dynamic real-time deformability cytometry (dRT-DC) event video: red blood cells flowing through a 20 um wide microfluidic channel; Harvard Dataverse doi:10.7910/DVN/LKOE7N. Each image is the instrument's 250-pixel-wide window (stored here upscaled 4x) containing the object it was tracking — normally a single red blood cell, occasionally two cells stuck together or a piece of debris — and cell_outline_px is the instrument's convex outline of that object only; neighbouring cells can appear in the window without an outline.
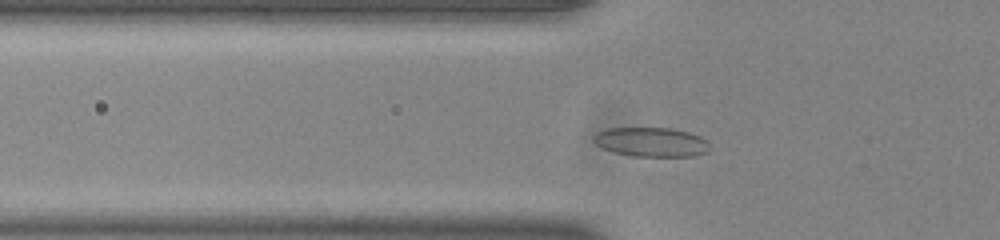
{"species": "common noctule bat (a hibernating species)", "species_latin": "Nyctalus noctula", "temperature_condition": "room temperature", "stored_images_in_passage": 44, "camera_frame_rate_fps": 3000, "um_per_image_px": 0.085, "animal": {"sex": "male", "body_mass_g": 20.0, "forearm_length_mm": 53.3}, "frame": {"image": 1, "passage_image": 9, "time_ms": 2.667, "image_size_px": [1000, 240], "cell_outline_px": [[712, 148], [708, 152], [696, 156], [632, 156], [612, 152], [596, 144], [592, 140], [592, 136], [596, 132], [608, 128], [672, 128], [688, 132], [700, 136], [708, 140]], "centroid_in_image_um": [55.39, 12.07], "position_along_channel_um": 70.4, "area_um2": 20.17}}
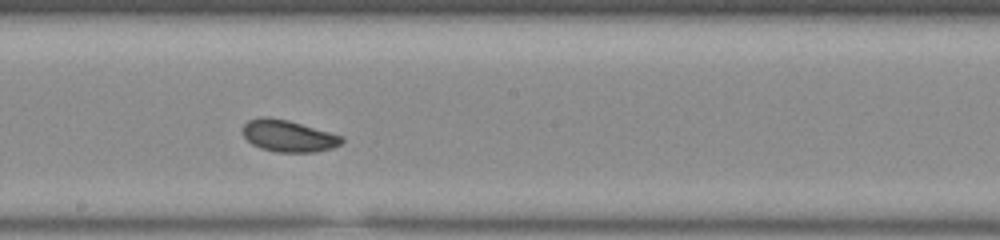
{"frame": {"image": 2, "passage_image": 21, "time_ms": 6.667, "image_size_px": [1000, 240], "cell_outline_px": [[344, 140], [340, 144], [332, 148], [316, 152], [276, 152], [260, 148], [252, 144], [240, 132], [244, 124], [248, 120], [264, 116], [288, 120], [344, 136]], "centroid_in_image_um": [24.5, 11.55], "position_along_channel_um": 223.7, "area_um2": 18.44}}
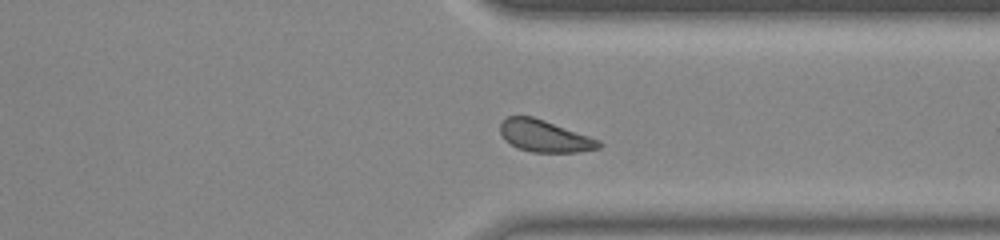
{"frame": {"image": 3, "passage_image": 32, "time_ms": 10.333, "image_size_px": [1000, 240], "cell_outline_px": [[604, 144], [600, 148], [580, 152], [532, 152], [516, 148], [504, 140], [500, 132], [500, 124], [508, 116], [532, 116], [544, 120], [600, 140]], "centroid_in_image_um": [46.29, 11.58], "position_along_channel_um": 365.1, "area_um2": 18.38}, "authors_computed_cell_mechanics": {"area_um2": 18.5827, "velocity_mm_per_s": 3.8586, "shape_relaxation_time_tau1_ms": 9.5497, "shape_relaxation_time_tau2_ms": 6.0854, "deformation_change_tau1": 0.1688, "deformation_change_tau2": 0.0772}}